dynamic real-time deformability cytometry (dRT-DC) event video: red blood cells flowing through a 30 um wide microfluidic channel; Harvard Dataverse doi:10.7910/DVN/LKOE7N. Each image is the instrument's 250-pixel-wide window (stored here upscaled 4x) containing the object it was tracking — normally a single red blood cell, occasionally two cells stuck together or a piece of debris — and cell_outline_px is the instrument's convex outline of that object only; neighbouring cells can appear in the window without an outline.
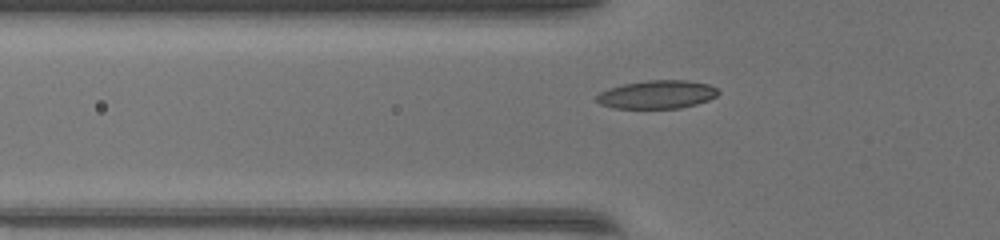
{"species": "common noctule bat (a hibernating species)", "species_latin": "Nyctalus noctula", "temperature_condition": "warm", "stored_images_in_passage": 39, "segment_of_instrument_passage": [1, 2], "camera_frame_rate_fps": 3000, "um_per_image_px": 0.085, "animal": {"sex": "female", "body_mass_g": 17.0, "forearm_length_mm": 48.0}, "frame": {"image": 1, "passage_image": 6, "time_ms": 1.667, "image_size_px": [1000, 240], "cell_outline_px": [[720, 92], [716, 96], [708, 100], [696, 104], [680, 108], [612, 108], [600, 104], [596, 100], [596, 96], [600, 92], [608, 88], [624, 84], [648, 80], [688, 80], [708, 84], [716, 88]], "centroid_in_image_um": [55.84, 8.03], "position_along_channel_um": 70.0, "area_um2": 20.06}}
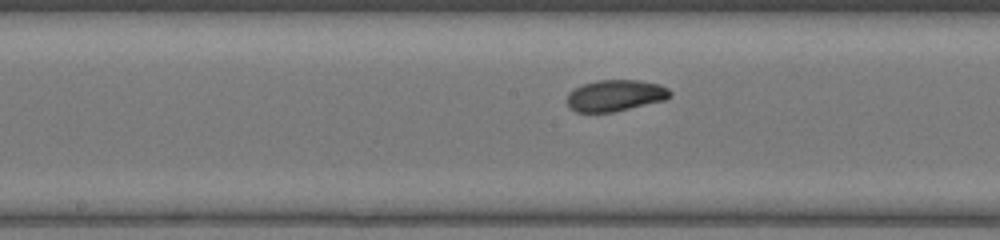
{"frame": {"image": 2, "passage_image": 15, "time_ms": 4.667, "image_size_px": [1000, 240], "cell_outline_px": [[672, 96], [664, 100], [612, 112], [576, 112], [568, 108], [564, 100], [568, 92], [584, 84], [596, 80], [640, 80], [660, 84], [668, 88], [672, 92]], "centroid_in_image_um": [52.26, 8.12], "position_along_channel_um": 195.9, "area_um2": 19.07}}
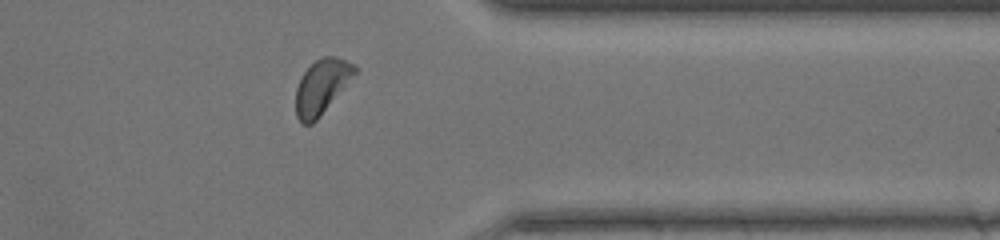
{"frame": {"image": 3, "passage_image": 29, "time_ms": 9.333, "image_size_px": [1000, 240], "cell_outline_px": [[360, 68], [356, 76], [316, 120], [312, 124], [304, 124], [296, 116], [296, 88], [300, 76], [316, 60], [324, 56], [336, 56]], "centroid_in_image_um": [27.38, 7.35], "position_along_channel_um": 384.0, "area_um2": 18.84}}